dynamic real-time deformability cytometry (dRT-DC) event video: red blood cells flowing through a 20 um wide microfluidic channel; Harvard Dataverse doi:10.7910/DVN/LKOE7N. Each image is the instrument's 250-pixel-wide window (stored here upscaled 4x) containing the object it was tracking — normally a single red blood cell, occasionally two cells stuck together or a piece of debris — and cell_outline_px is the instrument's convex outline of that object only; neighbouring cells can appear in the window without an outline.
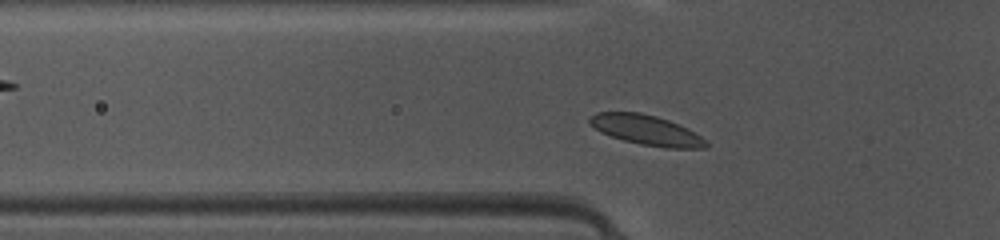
{"species": "common noctule bat (a hibernating species)", "species_latin": "Nyctalus noctula", "temperature_condition": "warm", "stored_images_in_passage": 36, "camera_frame_rate_fps": 3000, "um_per_image_px": 0.085, "animal": {"sex": "female", "body_mass_g": 10.0, "forearm_length_mm": 53.1}, "frame": {"image": 1, "passage_image": 3, "time_ms": 0.667, "image_size_px": [1000, 240], "cell_outline_px": [[708, 148], [668, 148], [640, 144], [624, 140], [600, 132], [588, 120], [596, 112], [640, 112], [656, 116], [668, 120], [688, 128], [708, 140]], "centroid_in_image_um": [55.0, 11.06], "position_along_channel_um": 70.8, "area_um2": 20.23}}
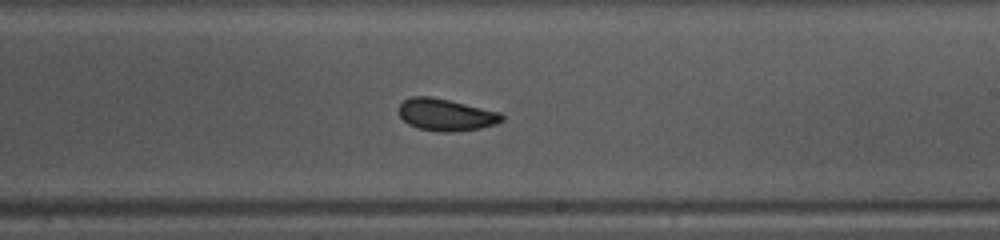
{"frame": {"image": 2, "passage_image": 16, "time_ms": 5.0, "image_size_px": [1000, 240], "cell_outline_px": [[504, 120], [496, 124], [480, 128], [452, 132], [436, 132], [420, 128], [408, 124], [400, 116], [400, 104], [404, 100], [412, 96], [432, 96], [500, 112], [504, 116]], "centroid_in_image_um": [37.92, 9.75], "position_along_channel_um": 251.1, "area_um2": 19.19}}
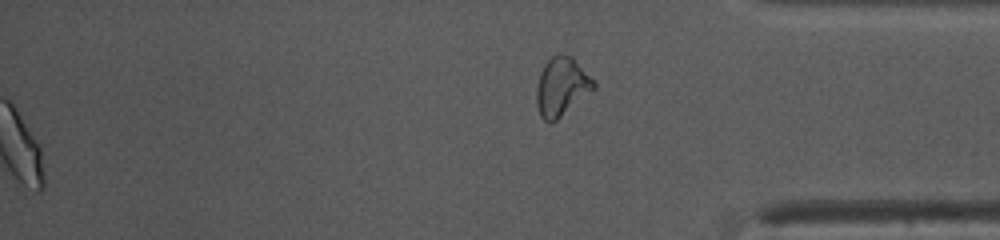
{"frame": {"image": 3, "passage_image": 36, "time_ms": 11.667, "image_size_px": [1000, 240], "cell_outline_px": [[596, 88], [552, 124], [548, 124], [540, 116], [536, 104], [536, 88], [540, 72], [544, 64], [556, 52], [560, 52], [572, 56], [596, 84]], "centroid_in_image_um": [47.71, 7.37], "position_along_channel_um": 387.5, "area_um2": 19.77}, "authors_computed_cell_mechanics": {"area_um2": 19.363, "velocity_mm_per_s": 4.14, "shape_relaxation_time_tau1_ms": 3.7787, "shape_relaxation_time_tau2_ms": null, "deformation_change_tau1": 0.0998, "deformation_change_tau2": null}}